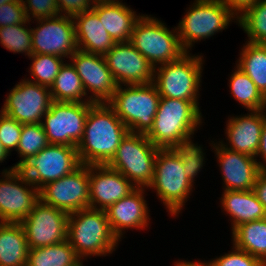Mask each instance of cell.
<instances>
[{
  "instance_id": "obj_1",
  "label": "cell",
  "mask_w": 266,
  "mask_h": 266,
  "mask_svg": "<svg viewBox=\"0 0 266 266\" xmlns=\"http://www.w3.org/2000/svg\"><path fill=\"white\" fill-rule=\"evenodd\" d=\"M129 132L108 103H93L88 112L82 140L77 145L83 165H106Z\"/></svg>"
},
{
  "instance_id": "obj_2",
  "label": "cell",
  "mask_w": 266,
  "mask_h": 266,
  "mask_svg": "<svg viewBox=\"0 0 266 266\" xmlns=\"http://www.w3.org/2000/svg\"><path fill=\"white\" fill-rule=\"evenodd\" d=\"M198 101L160 97L153 126L146 134L160 149H170L180 140L194 135L202 124Z\"/></svg>"
},
{
  "instance_id": "obj_3",
  "label": "cell",
  "mask_w": 266,
  "mask_h": 266,
  "mask_svg": "<svg viewBox=\"0 0 266 266\" xmlns=\"http://www.w3.org/2000/svg\"><path fill=\"white\" fill-rule=\"evenodd\" d=\"M67 240L83 260L107 256L116 250L119 239L113 234L105 210L86 208L68 216Z\"/></svg>"
},
{
  "instance_id": "obj_4",
  "label": "cell",
  "mask_w": 266,
  "mask_h": 266,
  "mask_svg": "<svg viewBox=\"0 0 266 266\" xmlns=\"http://www.w3.org/2000/svg\"><path fill=\"white\" fill-rule=\"evenodd\" d=\"M117 86L108 102L129 132L147 134L153 126L160 95L153 82Z\"/></svg>"
},
{
  "instance_id": "obj_5",
  "label": "cell",
  "mask_w": 266,
  "mask_h": 266,
  "mask_svg": "<svg viewBox=\"0 0 266 266\" xmlns=\"http://www.w3.org/2000/svg\"><path fill=\"white\" fill-rule=\"evenodd\" d=\"M159 149L145 134L128 132L106 165L124 175L136 188L147 189L153 181Z\"/></svg>"
},
{
  "instance_id": "obj_6",
  "label": "cell",
  "mask_w": 266,
  "mask_h": 266,
  "mask_svg": "<svg viewBox=\"0 0 266 266\" xmlns=\"http://www.w3.org/2000/svg\"><path fill=\"white\" fill-rule=\"evenodd\" d=\"M202 57L186 52L178 60L154 67L153 83L160 97L198 101L204 61Z\"/></svg>"
},
{
  "instance_id": "obj_7",
  "label": "cell",
  "mask_w": 266,
  "mask_h": 266,
  "mask_svg": "<svg viewBox=\"0 0 266 266\" xmlns=\"http://www.w3.org/2000/svg\"><path fill=\"white\" fill-rule=\"evenodd\" d=\"M160 20L142 15L136 22L130 43L152 64L178 60L184 53L177 27L170 30Z\"/></svg>"
},
{
  "instance_id": "obj_8",
  "label": "cell",
  "mask_w": 266,
  "mask_h": 266,
  "mask_svg": "<svg viewBox=\"0 0 266 266\" xmlns=\"http://www.w3.org/2000/svg\"><path fill=\"white\" fill-rule=\"evenodd\" d=\"M184 171L183 162L171 149L158 150L153 181L148 188L156 190L171 216L180 213L193 191L194 184Z\"/></svg>"
},
{
  "instance_id": "obj_9",
  "label": "cell",
  "mask_w": 266,
  "mask_h": 266,
  "mask_svg": "<svg viewBox=\"0 0 266 266\" xmlns=\"http://www.w3.org/2000/svg\"><path fill=\"white\" fill-rule=\"evenodd\" d=\"M237 17L220 0H195L177 26L179 41L185 52L193 44L223 31Z\"/></svg>"
},
{
  "instance_id": "obj_10",
  "label": "cell",
  "mask_w": 266,
  "mask_h": 266,
  "mask_svg": "<svg viewBox=\"0 0 266 266\" xmlns=\"http://www.w3.org/2000/svg\"><path fill=\"white\" fill-rule=\"evenodd\" d=\"M92 104L52 101L41 122L49 144L77 147Z\"/></svg>"
},
{
  "instance_id": "obj_11",
  "label": "cell",
  "mask_w": 266,
  "mask_h": 266,
  "mask_svg": "<svg viewBox=\"0 0 266 266\" xmlns=\"http://www.w3.org/2000/svg\"><path fill=\"white\" fill-rule=\"evenodd\" d=\"M80 165L77 147L48 144L18 169L40 190L47 183L71 174Z\"/></svg>"
},
{
  "instance_id": "obj_12",
  "label": "cell",
  "mask_w": 266,
  "mask_h": 266,
  "mask_svg": "<svg viewBox=\"0 0 266 266\" xmlns=\"http://www.w3.org/2000/svg\"><path fill=\"white\" fill-rule=\"evenodd\" d=\"M2 175L0 222L21 223L40 200L39 189L15 166L4 169Z\"/></svg>"
},
{
  "instance_id": "obj_13",
  "label": "cell",
  "mask_w": 266,
  "mask_h": 266,
  "mask_svg": "<svg viewBox=\"0 0 266 266\" xmlns=\"http://www.w3.org/2000/svg\"><path fill=\"white\" fill-rule=\"evenodd\" d=\"M90 187L88 165L81 164L71 174L44 185L40 200L68 214L89 208Z\"/></svg>"
},
{
  "instance_id": "obj_14",
  "label": "cell",
  "mask_w": 266,
  "mask_h": 266,
  "mask_svg": "<svg viewBox=\"0 0 266 266\" xmlns=\"http://www.w3.org/2000/svg\"><path fill=\"white\" fill-rule=\"evenodd\" d=\"M6 97L0 111L21 124L41 123L53 101L49 87L28 78L16 84Z\"/></svg>"
},
{
  "instance_id": "obj_15",
  "label": "cell",
  "mask_w": 266,
  "mask_h": 266,
  "mask_svg": "<svg viewBox=\"0 0 266 266\" xmlns=\"http://www.w3.org/2000/svg\"><path fill=\"white\" fill-rule=\"evenodd\" d=\"M36 22L38 27L31 28L33 54L70 58L78 50L72 16L57 15Z\"/></svg>"
},
{
  "instance_id": "obj_16",
  "label": "cell",
  "mask_w": 266,
  "mask_h": 266,
  "mask_svg": "<svg viewBox=\"0 0 266 266\" xmlns=\"http://www.w3.org/2000/svg\"><path fill=\"white\" fill-rule=\"evenodd\" d=\"M69 214L39 200L21 222L29 249L67 240Z\"/></svg>"
},
{
  "instance_id": "obj_17",
  "label": "cell",
  "mask_w": 266,
  "mask_h": 266,
  "mask_svg": "<svg viewBox=\"0 0 266 266\" xmlns=\"http://www.w3.org/2000/svg\"><path fill=\"white\" fill-rule=\"evenodd\" d=\"M69 59L82 80L86 95L89 91L93 94L88 99L93 103H108L118 85L108 68L105 57L77 50Z\"/></svg>"
},
{
  "instance_id": "obj_18",
  "label": "cell",
  "mask_w": 266,
  "mask_h": 266,
  "mask_svg": "<svg viewBox=\"0 0 266 266\" xmlns=\"http://www.w3.org/2000/svg\"><path fill=\"white\" fill-rule=\"evenodd\" d=\"M104 57L118 86L154 81V67L130 42L115 43Z\"/></svg>"
},
{
  "instance_id": "obj_19",
  "label": "cell",
  "mask_w": 266,
  "mask_h": 266,
  "mask_svg": "<svg viewBox=\"0 0 266 266\" xmlns=\"http://www.w3.org/2000/svg\"><path fill=\"white\" fill-rule=\"evenodd\" d=\"M88 173L89 208L106 210L136 189L124 175L107 165H88Z\"/></svg>"
},
{
  "instance_id": "obj_20",
  "label": "cell",
  "mask_w": 266,
  "mask_h": 266,
  "mask_svg": "<svg viewBox=\"0 0 266 266\" xmlns=\"http://www.w3.org/2000/svg\"><path fill=\"white\" fill-rule=\"evenodd\" d=\"M213 149L222 173L225 190H253L257 175L261 171L256 158L230 150L219 143H214Z\"/></svg>"
},
{
  "instance_id": "obj_21",
  "label": "cell",
  "mask_w": 266,
  "mask_h": 266,
  "mask_svg": "<svg viewBox=\"0 0 266 266\" xmlns=\"http://www.w3.org/2000/svg\"><path fill=\"white\" fill-rule=\"evenodd\" d=\"M145 188H136L128 196L110 205L106 210L110 228L121 241L125 229H145L149 225V210L144 199Z\"/></svg>"
},
{
  "instance_id": "obj_22",
  "label": "cell",
  "mask_w": 266,
  "mask_h": 266,
  "mask_svg": "<svg viewBox=\"0 0 266 266\" xmlns=\"http://www.w3.org/2000/svg\"><path fill=\"white\" fill-rule=\"evenodd\" d=\"M265 119L266 110L250 111L248 115L229 118L225 132L229 144L221 143L230 150L256 158Z\"/></svg>"
},
{
  "instance_id": "obj_23",
  "label": "cell",
  "mask_w": 266,
  "mask_h": 266,
  "mask_svg": "<svg viewBox=\"0 0 266 266\" xmlns=\"http://www.w3.org/2000/svg\"><path fill=\"white\" fill-rule=\"evenodd\" d=\"M92 10L115 43L129 42L139 16L119 0H96Z\"/></svg>"
},
{
  "instance_id": "obj_24",
  "label": "cell",
  "mask_w": 266,
  "mask_h": 266,
  "mask_svg": "<svg viewBox=\"0 0 266 266\" xmlns=\"http://www.w3.org/2000/svg\"><path fill=\"white\" fill-rule=\"evenodd\" d=\"M77 49L104 56L115 44L91 9L73 16Z\"/></svg>"
},
{
  "instance_id": "obj_25",
  "label": "cell",
  "mask_w": 266,
  "mask_h": 266,
  "mask_svg": "<svg viewBox=\"0 0 266 266\" xmlns=\"http://www.w3.org/2000/svg\"><path fill=\"white\" fill-rule=\"evenodd\" d=\"M221 207L232 219V231L241 224L266 218V209L253 190H224Z\"/></svg>"
},
{
  "instance_id": "obj_26",
  "label": "cell",
  "mask_w": 266,
  "mask_h": 266,
  "mask_svg": "<svg viewBox=\"0 0 266 266\" xmlns=\"http://www.w3.org/2000/svg\"><path fill=\"white\" fill-rule=\"evenodd\" d=\"M28 250L22 224L0 222V266H26Z\"/></svg>"
},
{
  "instance_id": "obj_27",
  "label": "cell",
  "mask_w": 266,
  "mask_h": 266,
  "mask_svg": "<svg viewBox=\"0 0 266 266\" xmlns=\"http://www.w3.org/2000/svg\"><path fill=\"white\" fill-rule=\"evenodd\" d=\"M233 245L266 265V218L241 224L232 231Z\"/></svg>"
},
{
  "instance_id": "obj_28",
  "label": "cell",
  "mask_w": 266,
  "mask_h": 266,
  "mask_svg": "<svg viewBox=\"0 0 266 266\" xmlns=\"http://www.w3.org/2000/svg\"><path fill=\"white\" fill-rule=\"evenodd\" d=\"M53 101L58 102H91L84 98L86 93L75 67L72 63H64L56 76L54 83L49 88ZM84 98V100H83Z\"/></svg>"
},
{
  "instance_id": "obj_29",
  "label": "cell",
  "mask_w": 266,
  "mask_h": 266,
  "mask_svg": "<svg viewBox=\"0 0 266 266\" xmlns=\"http://www.w3.org/2000/svg\"><path fill=\"white\" fill-rule=\"evenodd\" d=\"M240 53L236 66L249 76L264 96L266 94V44L247 42Z\"/></svg>"
},
{
  "instance_id": "obj_30",
  "label": "cell",
  "mask_w": 266,
  "mask_h": 266,
  "mask_svg": "<svg viewBox=\"0 0 266 266\" xmlns=\"http://www.w3.org/2000/svg\"><path fill=\"white\" fill-rule=\"evenodd\" d=\"M81 259L68 240L28 250L26 266H74Z\"/></svg>"
},
{
  "instance_id": "obj_31",
  "label": "cell",
  "mask_w": 266,
  "mask_h": 266,
  "mask_svg": "<svg viewBox=\"0 0 266 266\" xmlns=\"http://www.w3.org/2000/svg\"><path fill=\"white\" fill-rule=\"evenodd\" d=\"M229 81V88L234 99L248 111L265 110L264 96L240 68L236 66Z\"/></svg>"
},
{
  "instance_id": "obj_32",
  "label": "cell",
  "mask_w": 266,
  "mask_h": 266,
  "mask_svg": "<svg viewBox=\"0 0 266 266\" xmlns=\"http://www.w3.org/2000/svg\"><path fill=\"white\" fill-rule=\"evenodd\" d=\"M237 22L248 35V42L266 44V0H258L237 18Z\"/></svg>"
},
{
  "instance_id": "obj_33",
  "label": "cell",
  "mask_w": 266,
  "mask_h": 266,
  "mask_svg": "<svg viewBox=\"0 0 266 266\" xmlns=\"http://www.w3.org/2000/svg\"><path fill=\"white\" fill-rule=\"evenodd\" d=\"M49 144L41 123L23 124L17 153L21 157L14 166L19 168L30 157L35 156Z\"/></svg>"
},
{
  "instance_id": "obj_34",
  "label": "cell",
  "mask_w": 266,
  "mask_h": 266,
  "mask_svg": "<svg viewBox=\"0 0 266 266\" xmlns=\"http://www.w3.org/2000/svg\"><path fill=\"white\" fill-rule=\"evenodd\" d=\"M29 58L32 61L30 72L33 78L29 81L50 88L65 59L47 54H32Z\"/></svg>"
},
{
  "instance_id": "obj_35",
  "label": "cell",
  "mask_w": 266,
  "mask_h": 266,
  "mask_svg": "<svg viewBox=\"0 0 266 266\" xmlns=\"http://www.w3.org/2000/svg\"><path fill=\"white\" fill-rule=\"evenodd\" d=\"M26 23L0 27L1 45L13 53H25L28 57L33 54L32 32L26 27Z\"/></svg>"
},
{
  "instance_id": "obj_36",
  "label": "cell",
  "mask_w": 266,
  "mask_h": 266,
  "mask_svg": "<svg viewBox=\"0 0 266 266\" xmlns=\"http://www.w3.org/2000/svg\"><path fill=\"white\" fill-rule=\"evenodd\" d=\"M192 137L180 140L170 149L183 162L184 173L188 179L194 184L195 177L203 167L204 154L202 147L195 144L191 140Z\"/></svg>"
},
{
  "instance_id": "obj_37",
  "label": "cell",
  "mask_w": 266,
  "mask_h": 266,
  "mask_svg": "<svg viewBox=\"0 0 266 266\" xmlns=\"http://www.w3.org/2000/svg\"><path fill=\"white\" fill-rule=\"evenodd\" d=\"M22 126L23 124L0 111V141L9 155L18 147Z\"/></svg>"
},
{
  "instance_id": "obj_38",
  "label": "cell",
  "mask_w": 266,
  "mask_h": 266,
  "mask_svg": "<svg viewBox=\"0 0 266 266\" xmlns=\"http://www.w3.org/2000/svg\"><path fill=\"white\" fill-rule=\"evenodd\" d=\"M232 252L224 254L209 263L212 266H266L258 258L233 245Z\"/></svg>"
},
{
  "instance_id": "obj_39",
  "label": "cell",
  "mask_w": 266,
  "mask_h": 266,
  "mask_svg": "<svg viewBox=\"0 0 266 266\" xmlns=\"http://www.w3.org/2000/svg\"><path fill=\"white\" fill-rule=\"evenodd\" d=\"M22 3L29 21L60 15L56 0H22Z\"/></svg>"
},
{
  "instance_id": "obj_40",
  "label": "cell",
  "mask_w": 266,
  "mask_h": 266,
  "mask_svg": "<svg viewBox=\"0 0 266 266\" xmlns=\"http://www.w3.org/2000/svg\"><path fill=\"white\" fill-rule=\"evenodd\" d=\"M28 21L22 0L0 5V27L26 23Z\"/></svg>"
},
{
  "instance_id": "obj_41",
  "label": "cell",
  "mask_w": 266,
  "mask_h": 266,
  "mask_svg": "<svg viewBox=\"0 0 266 266\" xmlns=\"http://www.w3.org/2000/svg\"><path fill=\"white\" fill-rule=\"evenodd\" d=\"M60 15L74 16L91 10L96 0H56Z\"/></svg>"
},
{
  "instance_id": "obj_42",
  "label": "cell",
  "mask_w": 266,
  "mask_h": 266,
  "mask_svg": "<svg viewBox=\"0 0 266 266\" xmlns=\"http://www.w3.org/2000/svg\"><path fill=\"white\" fill-rule=\"evenodd\" d=\"M238 18L247 9L251 8L258 0H220Z\"/></svg>"
},
{
  "instance_id": "obj_43",
  "label": "cell",
  "mask_w": 266,
  "mask_h": 266,
  "mask_svg": "<svg viewBox=\"0 0 266 266\" xmlns=\"http://www.w3.org/2000/svg\"><path fill=\"white\" fill-rule=\"evenodd\" d=\"M253 191L266 209V170H261L257 175Z\"/></svg>"
},
{
  "instance_id": "obj_44",
  "label": "cell",
  "mask_w": 266,
  "mask_h": 266,
  "mask_svg": "<svg viewBox=\"0 0 266 266\" xmlns=\"http://www.w3.org/2000/svg\"><path fill=\"white\" fill-rule=\"evenodd\" d=\"M258 156H260L263 159V161L257 162L260 170H266V165H265L266 164V119L264 121L261 130V139H260L259 149L256 153V160Z\"/></svg>"
},
{
  "instance_id": "obj_45",
  "label": "cell",
  "mask_w": 266,
  "mask_h": 266,
  "mask_svg": "<svg viewBox=\"0 0 266 266\" xmlns=\"http://www.w3.org/2000/svg\"><path fill=\"white\" fill-rule=\"evenodd\" d=\"M181 266H212L209 262H200V261H181Z\"/></svg>"
},
{
  "instance_id": "obj_46",
  "label": "cell",
  "mask_w": 266,
  "mask_h": 266,
  "mask_svg": "<svg viewBox=\"0 0 266 266\" xmlns=\"http://www.w3.org/2000/svg\"><path fill=\"white\" fill-rule=\"evenodd\" d=\"M7 156H9V154L7 153V151L4 149L1 141H0V163H2L3 161H5V159L7 158Z\"/></svg>"
},
{
  "instance_id": "obj_47",
  "label": "cell",
  "mask_w": 266,
  "mask_h": 266,
  "mask_svg": "<svg viewBox=\"0 0 266 266\" xmlns=\"http://www.w3.org/2000/svg\"><path fill=\"white\" fill-rule=\"evenodd\" d=\"M11 1H15V0H0V5H3L5 3L11 2Z\"/></svg>"
},
{
  "instance_id": "obj_48",
  "label": "cell",
  "mask_w": 266,
  "mask_h": 266,
  "mask_svg": "<svg viewBox=\"0 0 266 266\" xmlns=\"http://www.w3.org/2000/svg\"><path fill=\"white\" fill-rule=\"evenodd\" d=\"M74 266H84L83 265V260H80L78 263H76Z\"/></svg>"
},
{
  "instance_id": "obj_49",
  "label": "cell",
  "mask_w": 266,
  "mask_h": 266,
  "mask_svg": "<svg viewBox=\"0 0 266 266\" xmlns=\"http://www.w3.org/2000/svg\"><path fill=\"white\" fill-rule=\"evenodd\" d=\"M175 266H181V261H177V262H175Z\"/></svg>"
},
{
  "instance_id": "obj_50",
  "label": "cell",
  "mask_w": 266,
  "mask_h": 266,
  "mask_svg": "<svg viewBox=\"0 0 266 266\" xmlns=\"http://www.w3.org/2000/svg\"><path fill=\"white\" fill-rule=\"evenodd\" d=\"M264 104H265V110H266V94L264 95Z\"/></svg>"
}]
</instances>
